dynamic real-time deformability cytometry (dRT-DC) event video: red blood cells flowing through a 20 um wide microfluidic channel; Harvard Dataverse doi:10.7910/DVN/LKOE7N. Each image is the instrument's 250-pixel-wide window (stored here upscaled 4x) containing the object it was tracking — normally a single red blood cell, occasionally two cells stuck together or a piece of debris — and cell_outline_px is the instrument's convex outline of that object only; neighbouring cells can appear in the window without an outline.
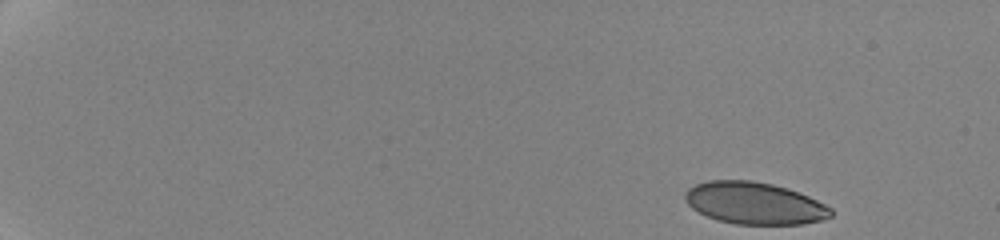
{"species": "human", "species_latin": "Homo sapiens", "temperature_condition": "cold", "stored_images_in_passage": 90, "camera_frame_rate_fps": 3000, "um_per_image_px": 0.085, "donor": {"sex": "female"}, "frame": {"image": 1, "passage_image": 1, "time_ms": 0.0, "image_size_px": [1000, 240], "cell_outline_px": [[832, 216], [824, 220], [800, 224], [736, 224], [716, 220], [692, 208], [684, 200], [684, 192], [688, 188], [696, 184], [708, 180], [752, 180], [772, 184], [788, 188], [808, 196], [832, 208]], "centroid_in_image_um": [64.12, 17.27], "position_along_channel_um": 20.9, "area_um2": 35.84}}
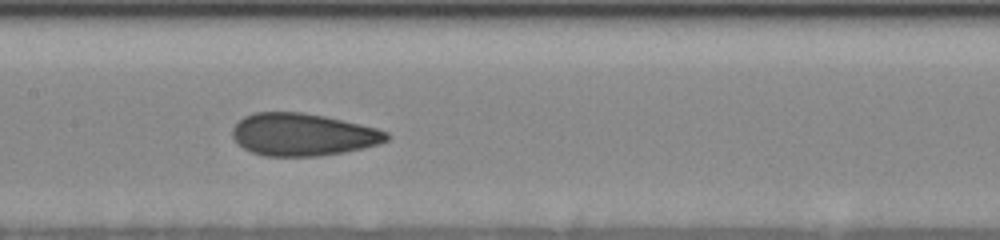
{"frame": {"image": 2, "passage_image": 38, "time_ms": 9.0, "image_size_px": [1000, 240], "cell_outline_px": [[388, 140], [380, 144], [364, 148], [344, 152], [320, 156], [264, 156], [252, 152], [236, 144], [232, 136], [232, 128], [244, 116], [252, 112], [300, 112], [324, 116], [376, 128], [388, 132]], "centroid_in_image_um": [25.71, 11.44], "position_along_channel_um": 181.7, "area_um2": 38.21}}
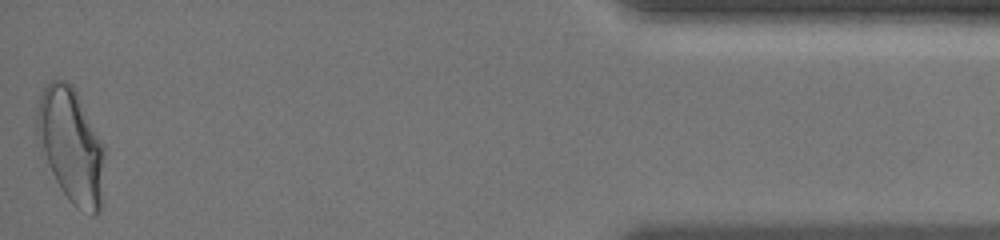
{"frame": {"image": 3, "passage_image": 88, "time_ms": 17.667, "image_size_px": [1000, 240], "cell_outline_px": [[104, 156], [100, 212], [96, 216], [76, 208], [68, 200], [60, 188], [48, 164], [36, 132], [36, 112], [40, 96], [44, 88], [52, 80], [64, 80], [72, 84], [104, 148]], "centroid_in_image_um": [6.03, 12.38], "position_along_channel_um": 429.2, "area_um2": 44.22}, "authors_computed_cell_mechanics": {"area_um2": 37.6856, "velocity_mm_per_s": 3.5296, "shape_relaxation_time_tau1_ms": 6.9384, "shape_relaxation_time_tau2_ms": 1.1023, "deformation_change_tau1": 0.1541, "deformation_change_tau2": 0.0559}}